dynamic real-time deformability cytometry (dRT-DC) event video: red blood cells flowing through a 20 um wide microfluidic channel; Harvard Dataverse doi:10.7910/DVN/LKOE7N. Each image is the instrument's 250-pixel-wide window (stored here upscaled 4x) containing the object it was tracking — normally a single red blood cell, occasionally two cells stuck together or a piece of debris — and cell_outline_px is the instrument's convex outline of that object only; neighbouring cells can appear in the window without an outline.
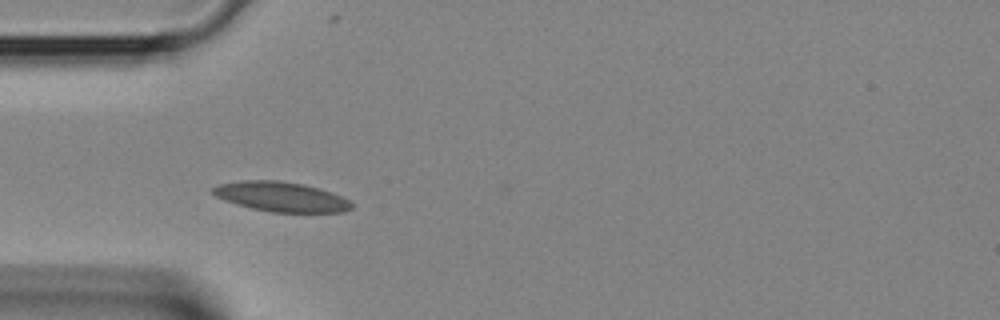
{"species": "Egyptian fruit bat (a non-hibernating species)", "species_latin": "Rousettus aegyptiacus", "temperature_condition": "room temperature", "stored_images_in_passage": 6, "camera_frame_rate_fps": 3000, "um_per_image_px": 0.085, "animal": {"sex": "female"}, "frame": {"image": 1, "passage_image": 4, "time_ms": 1.0, "image_size_px": [1000, 320], "cell_outline_px": [[352, 208], [344, 212], [272, 212], [252, 208], [224, 200], [216, 196], [212, 192], [212, 188], [220, 184], [240, 180], [280, 180], [304, 184], [320, 188], [332, 192], [348, 200], [352, 204]], "centroid_in_image_um": [23.91, 16.71], "position_along_channel_um": 61.1, "area_um2": 23.99}}